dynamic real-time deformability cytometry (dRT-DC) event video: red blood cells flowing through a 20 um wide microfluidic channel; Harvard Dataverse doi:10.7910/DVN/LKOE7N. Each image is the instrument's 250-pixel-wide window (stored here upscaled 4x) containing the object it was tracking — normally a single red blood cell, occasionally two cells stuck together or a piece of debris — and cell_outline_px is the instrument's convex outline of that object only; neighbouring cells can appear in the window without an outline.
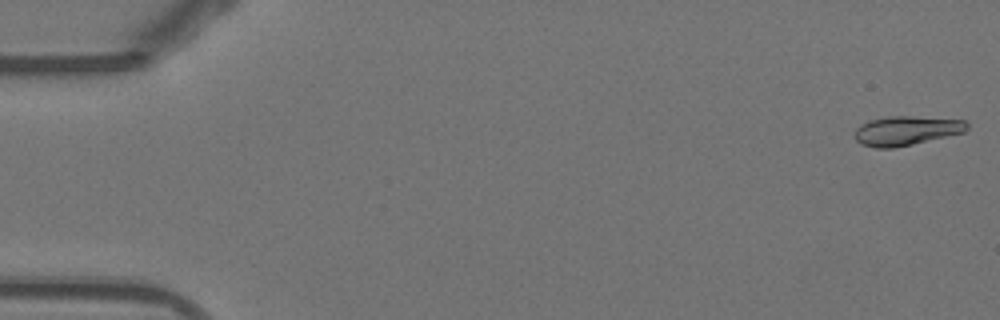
{"species": "Egyptian fruit bat (a non-hibernating species)", "species_latin": "Rousettus aegyptiacus", "temperature_condition": "warm", "stored_images_in_passage": 13, "camera_frame_rate_fps": 3000, "um_per_image_px": 0.085, "animal": {"sex": "female"}, "frame": {"image": 1, "passage_image": 1, "time_ms": 0.0, "image_size_px": [1000, 320], "cell_outline_px": [[968, 128], [964, 132], [912, 144], [892, 148], [876, 148], [860, 144], [856, 140], [856, 128], [860, 124], [868, 120], [888, 116], [912, 116], [964, 120], [968, 124]], "centroid_in_image_um": [77.01, 11.1], "position_along_channel_um": 8.0, "area_um2": 19.07}}
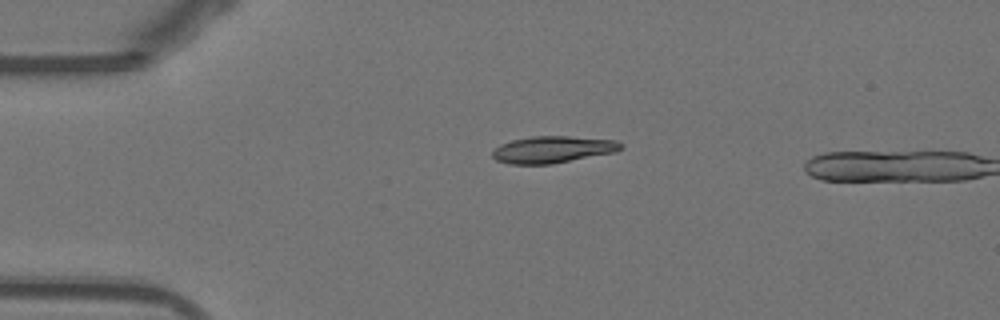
{"frame": {"image": 2, "passage_image": 12, "time_ms": 3.667, "image_size_px": [1000, 320], "cell_outline_px": [[624, 148], [616, 152], [552, 164], [508, 164], [496, 160], [492, 156], [492, 152], [500, 144], [512, 140], [532, 136], [568, 136], [616, 140], [624, 144]], "centroid_in_image_um": [47.01, 12.71], "position_along_channel_um": 38.0, "area_um2": 20.23}}